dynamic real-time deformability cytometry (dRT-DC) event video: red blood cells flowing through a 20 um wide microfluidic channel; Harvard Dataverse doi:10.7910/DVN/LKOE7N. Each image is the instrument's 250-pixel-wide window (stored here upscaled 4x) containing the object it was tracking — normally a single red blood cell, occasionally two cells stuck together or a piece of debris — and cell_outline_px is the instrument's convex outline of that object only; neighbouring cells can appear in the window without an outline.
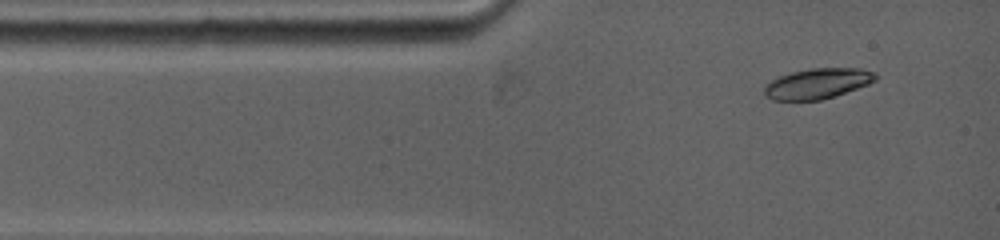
{"species": "common noctule bat (a hibernating species)", "species_latin": "Nyctalus noctula", "temperature_condition": "warm", "stored_images_in_passage": 3, "segment_of_instrument_passage": [2, 2], "camera_frame_rate_fps": 5000, "um_per_image_px": 0.085, "animal": {"sex": "female", "body_mass_g": 19.0, "forearm_length_mm": 53.3}, "frame": {"image": 1, "passage_image": 3, "time_ms": 2.4, "image_size_px": [1000, 240], "cell_outline_px": [[876, 80], [868, 84], [820, 100], [772, 100], [764, 92], [764, 84], [780, 76], [792, 72], [812, 68], [860, 68], [876, 72]], "centroid_in_image_um": [69.48, 7.09], "position_along_channel_um": 15.5, "area_um2": 19.42}}